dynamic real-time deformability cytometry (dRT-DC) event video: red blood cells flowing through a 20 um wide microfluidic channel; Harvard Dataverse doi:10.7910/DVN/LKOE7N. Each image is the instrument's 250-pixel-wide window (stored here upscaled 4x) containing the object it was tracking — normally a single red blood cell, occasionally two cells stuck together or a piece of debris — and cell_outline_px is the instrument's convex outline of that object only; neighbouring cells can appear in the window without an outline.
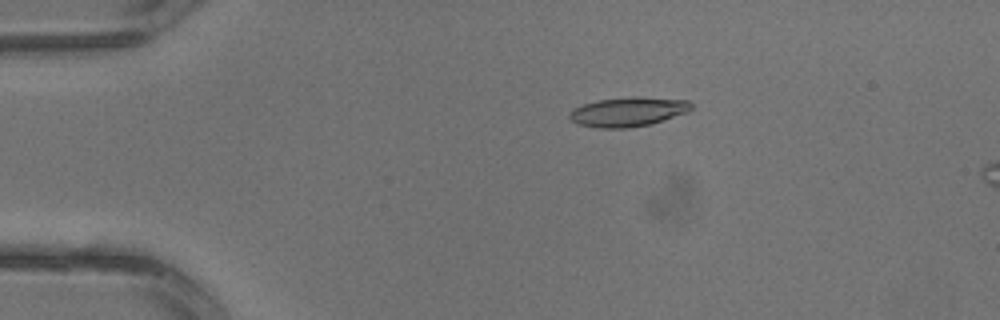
{"species": "common noctule bat (a hibernating species)", "species_latin": "Nyctalus noctula", "temperature_condition": "warm", "stored_images_in_passage": 3, "camera_frame_rate_fps": 3000, "um_per_image_px": 0.085, "animal": {"sex": "male", "body_mass_g": 13.3}, "frame": {"image": 1, "passage_image": 1, "time_ms": 0.0, "image_size_px": [1000, 320], "cell_outline_px": [[692, 108], [688, 112], [652, 124], [628, 128], [596, 128], [576, 124], [568, 116], [568, 112], [584, 104], [596, 100], [636, 96], [640, 96], [688, 100], [692, 104]], "centroid_in_image_um": [53.39, 9.5], "position_along_channel_um": 31.6, "area_um2": 21.1}}